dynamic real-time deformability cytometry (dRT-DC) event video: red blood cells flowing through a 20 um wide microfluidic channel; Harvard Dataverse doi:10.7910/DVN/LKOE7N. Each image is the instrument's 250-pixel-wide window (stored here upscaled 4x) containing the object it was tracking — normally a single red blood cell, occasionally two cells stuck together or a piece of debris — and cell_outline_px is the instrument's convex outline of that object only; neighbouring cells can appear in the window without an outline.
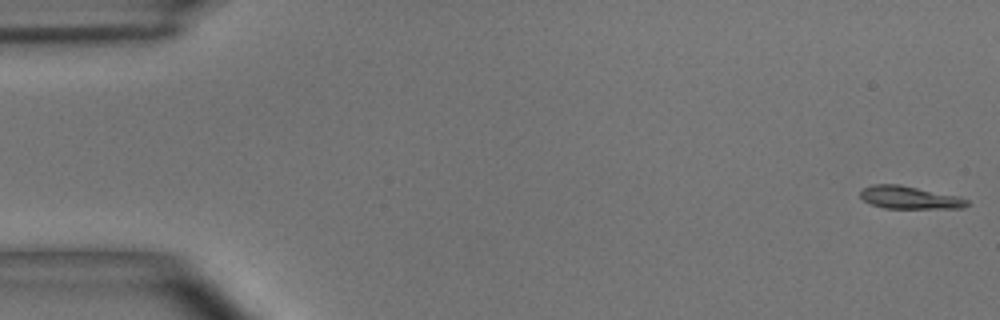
{"species": "common noctule bat (a hibernating species)", "species_latin": "Nyctalus noctula", "temperature_condition": "room temperature", "stored_images_in_passage": 38, "camera_frame_rate_fps": 3000, "um_per_image_px": 0.085, "animal": {"sex": "male", "body_mass_g": 15.6}, "frame": {"image": 1, "passage_image": 1, "time_ms": 0.0, "image_size_px": [1000, 320], "cell_outline_px": [[968, 204], [964, 208], [884, 208], [872, 204], [864, 200], [860, 196], [860, 192], [864, 188], [872, 184], [900, 184], [960, 196], [968, 200]], "centroid_in_image_um": [77.34, 16.78], "position_along_channel_um": 7.7, "area_um2": 14.16}}
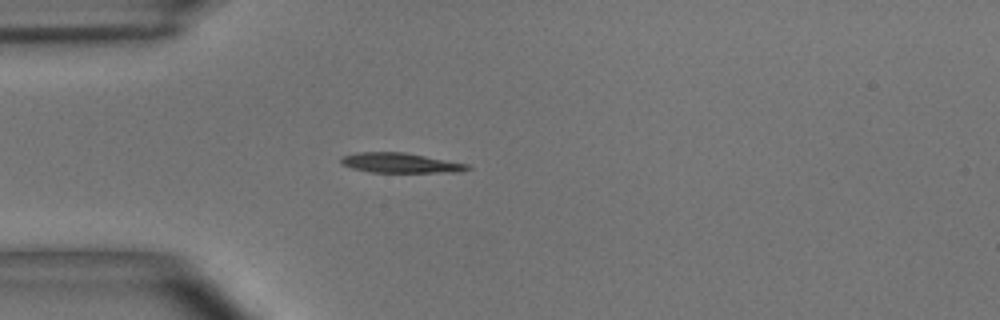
{"frame": {"image": 2, "passage_image": 15, "time_ms": 4.667, "image_size_px": [1000, 320], "cell_outline_px": [[472, 168], [460, 172], [372, 172], [352, 168], [340, 164], [340, 156], [356, 152], [404, 152], [468, 164]], "centroid_in_image_um": [33.99, 13.84], "position_along_channel_um": 51.0, "area_um2": 14.68}}
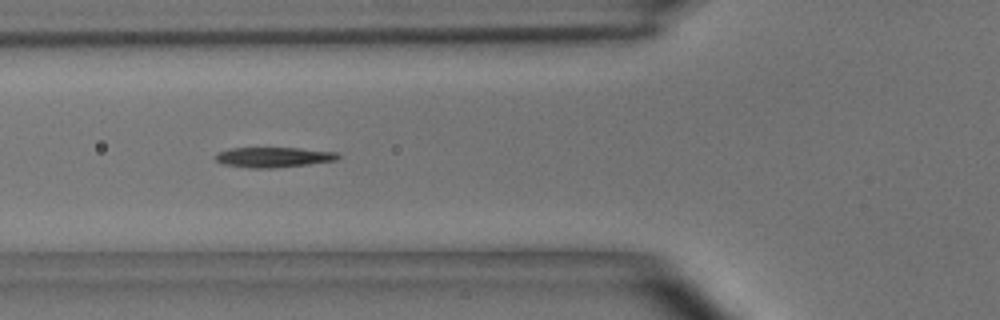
{"frame": {"image": 3, "passage_image": 20, "time_ms": 6.333, "image_size_px": [1000, 320], "cell_outline_px": [[344, 156], [336, 160], [308, 164], [272, 168], [248, 168], [224, 164], [216, 160], [216, 156], [220, 152], [232, 148], [300, 148], [336, 152]], "centroid_in_image_um": [23.31, 13.36], "position_along_channel_um": 102.5, "area_um2": 14.28}, "authors_computed_cell_mechanics": {"area_um2": 14.5078, "velocity_mm_per_s": 3.6164, "shape_relaxation_time_tau1_ms": 6.5539, "shape_relaxation_time_tau2_ms": null, "deformation_change_tau1": 0.2017, "deformation_change_tau2": null}}